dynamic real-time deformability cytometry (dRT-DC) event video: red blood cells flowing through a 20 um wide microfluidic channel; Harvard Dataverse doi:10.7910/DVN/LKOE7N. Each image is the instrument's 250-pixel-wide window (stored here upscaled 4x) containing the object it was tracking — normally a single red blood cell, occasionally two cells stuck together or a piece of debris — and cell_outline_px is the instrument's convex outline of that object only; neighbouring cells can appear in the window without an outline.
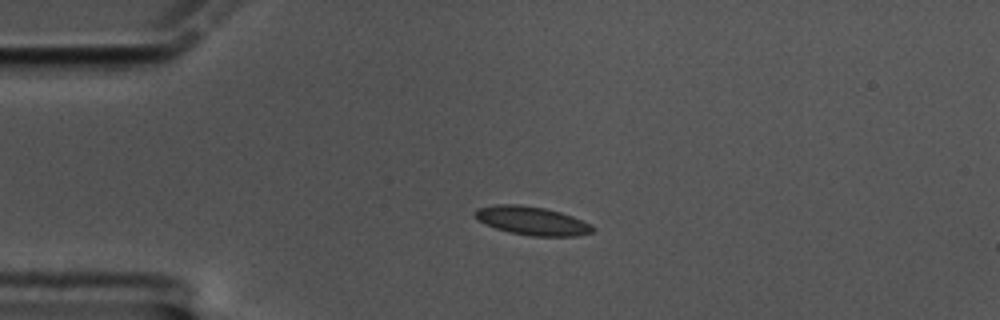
{"species": "common noctule bat (a hibernating species)", "species_latin": "Nyctalus noctula", "temperature_condition": "cold", "stored_images_in_passage": 47, "camera_frame_rate_fps": 3000, "um_per_image_px": 0.085, "animal": {"sex": "male", "body_mass_g": 17.5, "forearm_length_mm": 52.3}, "frame": {"image": 1, "passage_image": 1, "time_ms": 0.0, "image_size_px": [1000, 320], "cell_outline_px": [[596, 228], [592, 232], [576, 236], [532, 236], [508, 232], [484, 224], [472, 216], [472, 212], [476, 208], [496, 204], [520, 204], [544, 208], [560, 212], [572, 216], [592, 224]], "centroid_in_image_um": [45.17, 18.76], "position_along_channel_um": 39.8, "area_um2": 19.83}}
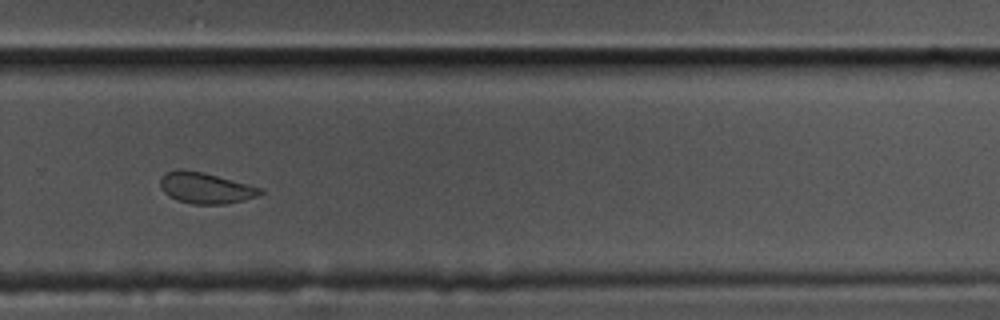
{"frame": {"image": 2, "passage_image": 28, "time_ms": 9.0, "image_size_px": [1000, 320], "cell_outline_px": [[264, 192], [256, 196], [244, 200], [224, 204], [192, 204], [176, 200], [168, 196], [160, 188], [160, 180], [164, 172], [176, 168], [184, 168], [204, 172], [264, 188]], "centroid_in_image_um": [17.44, 15.95], "position_along_channel_um": 312.4, "area_um2": 18.5}}
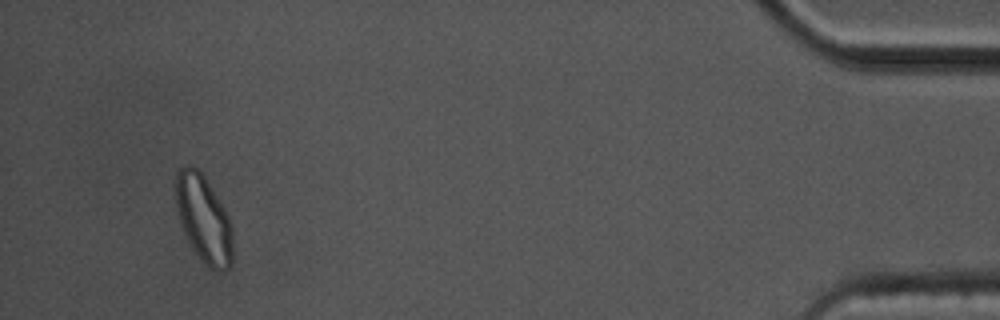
{"frame": {"image": 3, "passage_image": 44, "time_ms": 14.333, "image_size_px": [1000, 320], "cell_outline_px": [[232, 264], [224, 272], [220, 272], [208, 268], [200, 260], [192, 248], [180, 224], [176, 208], [176, 172], [180, 168], [188, 164], [196, 168], [204, 176], [224, 208], [228, 216], [232, 228]], "centroid_in_image_um": [17.31, 18.65], "position_along_channel_um": 417.9, "area_um2": 29.07}, "authors_computed_cell_mechanics": {"area_um2": 18.785, "velocity_mm_per_s": 3.3368, "shape_relaxation_time_tau1_ms": null, "shape_relaxation_time_tau2_ms": 2.2354, "deformation_change_tau1": null, "deformation_change_tau2": 0.0404}}